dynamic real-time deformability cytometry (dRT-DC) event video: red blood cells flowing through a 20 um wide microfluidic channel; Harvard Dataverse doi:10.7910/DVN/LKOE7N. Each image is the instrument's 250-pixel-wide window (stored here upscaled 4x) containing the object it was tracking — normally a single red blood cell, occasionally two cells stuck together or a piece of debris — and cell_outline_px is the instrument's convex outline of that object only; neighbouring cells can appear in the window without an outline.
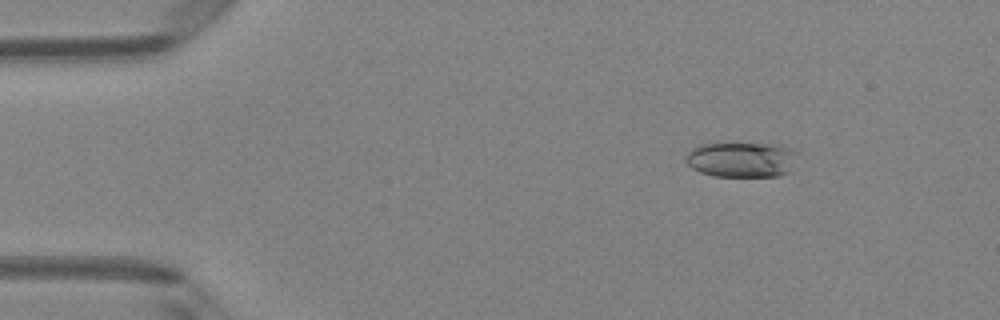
{"species": "Egyptian fruit bat (a non-hibernating species)", "species_latin": "Rousettus aegyptiacus", "temperature_condition": "room temperature", "stored_images_in_passage": 5, "camera_frame_rate_fps": 3000, "um_per_image_px": 0.085, "animal": {"sex": "female"}, "frame": {"image": 1, "passage_image": 2, "time_ms": 1.333, "image_size_px": [1000, 320], "cell_outline_px": [[800, 152], [792, 168], [788, 172], [780, 176], [712, 176], [700, 172], [692, 168], [684, 160], [688, 152], [692, 148], [700, 144], [716, 140], [772, 144]], "centroid_in_image_um": [62.99, 13.51], "position_along_channel_um": 22.0, "area_um2": 23.99}}
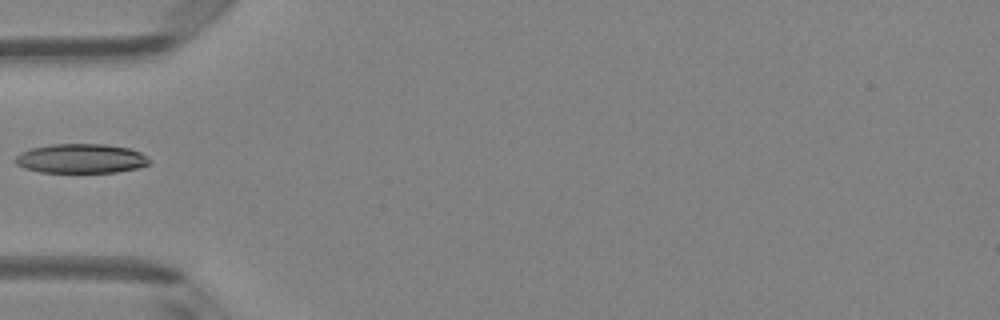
{"frame": {"image": 2, "passage_image": 5, "time_ms": 4.667, "image_size_px": [1000, 320], "cell_outline_px": [[152, 160], [148, 164], [136, 168], [116, 172], [40, 172], [24, 168], [16, 164], [12, 160], [20, 152], [32, 148], [52, 144], [104, 144], [128, 148], [140, 152]], "centroid_in_image_um": [6.85, 13.47], "position_along_channel_um": 78.1, "area_um2": 22.95}}